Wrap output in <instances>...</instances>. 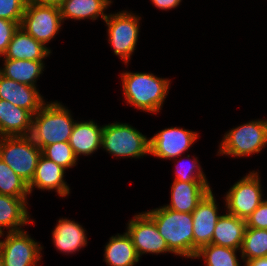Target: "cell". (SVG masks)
Segmentation results:
<instances>
[{
    "instance_id": "cell-15",
    "label": "cell",
    "mask_w": 267,
    "mask_h": 266,
    "mask_svg": "<svg viewBox=\"0 0 267 266\" xmlns=\"http://www.w3.org/2000/svg\"><path fill=\"white\" fill-rule=\"evenodd\" d=\"M208 181L181 182L174 180L171 184V200L165 204L176 212L192 213L203 197L212 189Z\"/></svg>"
},
{
    "instance_id": "cell-36",
    "label": "cell",
    "mask_w": 267,
    "mask_h": 266,
    "mask_svg": "<svg viewBox=\"0 0 267 266\" xmlns=\"http://www.w3.org/2000/svg\"><path fill=\"white\" fill-rule=\"evenodd\" d=\"M244 266H267V257L256 258L249 261H243Z\"/></svg>"
},
{
    "instance_id": "cell-33",
    "label": "cell",
    "mask_w": 267,
    "mask_h": 266,
    "mask_svg": "<svg viewBox=\"0 0 267 266\" xmlns=\"http://www.w3.org/2000/svg\"><path fill=\"white\" fill-rule=\"evenodd\" d=\"M246 225L250 228L267 230V198L246 219Z\"/></svg>"
},
{
    "instance_id": "cell-7",
    "label": "cell",
    "mask_w": 267,
    "mask_h": 266,
    "mask_svg": "<svg viewBox=\"0 0 267 266\" xmlns=\"http://www.w3.org/2000/svg\"><path fill=\"white\" fill-rule=\"evenodd\" d=\"M41 155L42 150L29 136L0 137V158L28 185Z\"/></svg>"
},
{
    "instance_id": "cell-3",
    "label": "cell",
    "mask_w": 267,
    "mask_h": 266,
    "mask_svg": "<svg viewBox=\"0 0 267 266\" xmlns=\"http://www.w3.org/2000/svg\"><path fill=\"white\" fill-rule=\"evenodd\" d=\"M144 212L155 222L173 254L193 259L192 213L176 212L164 205Z\"/></svg>"
},
{
    "instance_id": "cell-13",
    "label": "cell",
    "mask_w": 267,
    "mask_h": 266,
    "mask_svg": "<svg viewBox=\"0 0 267 266\" xmlns=\"http://www.w3.org/2000/svg\"><path fill=\"white\" fill-rule=\"evenodd\" d=\"M216 202V197L211 189L192 212L193 260L202 246L211 244L217 220L221 216L218 203Z\"/></svg>"
},
{
    "instance_id": "cell-16",
    "label": "cell",
    "mask_w": 267,
    "mask_h": 266,
    "mask_svg": "<svg viewBox=\"0 0 267 266\" xmlns=\"http://www.w3.org/2000/svg\"><path fill=\"white\" fill-rule=\"evenodd\" d=\"M0 99L28 110L32 115L38 112L45 103L37 87L21 84L0 74Z\"/></svg>"
},
{
    "instance_id": "cell-31",
    "label": "cell",
    "mask_w": 267,
    "mask_h": 266,
    "mask_svg": "<svg viewBox=\"0 0 267 266\" xmlns=\"http://www.w3.org/2000/svg\"><path fill=\"white\" fill-rule=\"evenodd\" d=\"M27 0H0V18L21 24Z\"/></svg>"
},
{
    "instance_id": "cell-34",
    "label": "cell",
    "mask_w": 267,
    "mask_h": 266,
    "mask_svg": "<svg viewBox=\"0 0 267 266\" xmlns=\"http://www.w3.org/2000/svg\"><path fill=\"white\" fill-rule=\"evenodd\" d=\"M153 4L159 10H172L179 6L182 0H151Z\"/></svg>"
},
{
    "instance_id": "cell-24",
    "label": "cell",
    "mask_w": 267,
    "mask_h": 266,
    "mask_svg": "<svg viewBox=\"0 0 267 266\" xmlns=\"http://www.w3.org/2000/svg\"><path fill=\"white\" fill-rule=\"evenodd\" d=\"M104 247L103 261L108 266H135L140 261L127 232L111 236Z\"/></svg>"
},
{
    "instance_id": "cell-18",
    "label": "cell",
    "mask_w": 267,
    "mask_h": 266,
    "mask_svg": "<svg viewBox=\"0 0 267 266\" xmlns=\"http://www.w3.org/2000/svg\"><path fill=\"white\" fill-rule=\"evenodd\" d=\"M27 201L25 198L0 194V234L23 230L22 227L35 222L30 219Z\"/></svg>"
},
{
    "instance_id": "cell-23",
    "label": "cell",
    "mask_w": 267,
    "mask_h": 266,
    "mask_svg": "<svg viewBox=\"0 0 267 266\" xmlns=\"http://www.w3.org/2000/svg\"><path fill=\"white\" fill-rule=\"evenodd\" d=\"M112 0H64L60 6L61 18L65 20H98L107 18L105 12L111 7Z\"/></svg>"
},
{
    "instance_id": "cell-14",
    "label": "cell",
    "mask_w": 267,
    "mask_h": 266,
    "mask_svg": "<svg viewBox=\"0 0 267 266\" xmlns=\"http://www.w3.org/2000/svg\"><path fill=\"white\" fill-rule=\"evenodd\" d=\"M66 170L44 157L40 156L35 175L28 185L30 195L34 189H39L42 191H55L60 197H67L70 193L69 184L65 181Z\"/></svg>"
},
{
    "instance_id": "cell-12",
    "label": "cell",
    "mask_w": 267,
    "mask_h": 266,
    "mask_svg": "<svg viewBox=\"0 0 267 266\" xmlns=\"http://www.w3.org/2000/svg\"><path fill=\"white\" fill-rule=\"evenodd\" d=\"M199 134L182 127L164 128L150 138V154L159 159H180L197 141Z\"/></svg>"
},
{
    "instance_id": "cell-17",
    "label": "cell",
    "mask_w": 267,
    "mask_h": 266,
    "mask_svg": "<svg viewBox=\"0 0 267 266\" xmlns=\"http://www.w3.org/2000/svg\"><path fill=\"white\" fill-rule=\"evenodd\" d=\"M51 233L54 247L65 255L75 254L88 245L86 229L68 218H59Z\"/></svg>"
},
{
    "instance_id": "cell-19",
    "label": "cell",
    "mask_w": 267,
    "mask_h": 266,
    "mask_svg": "<svg viewBox=\"0 0 267 266\" xmlns=\"http://www.w3.org/2000/svg\"><path fill=\"white\" fill-rule=\"evenodd\" d=\"M51 51L50 47H46L19 27L13 35L7 51L0 58L44 61L50 57Z\"/></svg>"
},
{
    "instance_id": "cell-8",
    "label": "cell",
    "mask_w": 267,
    "mask_h": 266,
    "mask_svg": "<svg viewBox=\"0 0 267 266\" xmlns=\"http://www.w3.org/2000/svg\"><path fill=\"white\" fill-rule=\"evenodd\" d=\"M259 174L252 170L229 188L224 196L226 212L246 220L265 200Z\"/></svg>"
},
{
    "instance_id": "cell-37",
    "label": "cell",
    "mask_w": 267,
    "mask_h": 266,
    "mask_svg": "<svg viewBox=\"0 0 267 266\" xmlns=\"http://www.w3.org/2000/svg\"><path fill=\"white\" fill-rule=\"evenodd\" d=\"M0 266H4L3 255L0 249Z\"/></svg>"
},
{
    "instance_id": "cell-27",
    "label": "cell",
    "mask_w": 267,
    "mask_h": 266,
    "mask_svg": "<svg viewBox=\"0 0 267 266\" xmlns=\"http://www.w3.org/2000/svg\"><path fill=\"white\" fill-rule=\"evenodd\" d=\"M243 261L267 257V230L246 227L240 249Z\"/></svg>"
},
{
    "instance_id": "cell-4",
    "label": "cell",
    "mask_w": 267,
    "mask_h": 266,
    "mask_svg": "<svg viewBox=\"0 0 267 266\" xmlns=\"http://www.w3.org/2000/svg\"><path fill=\"white\" fill-rule=\"evenodd\" d=\"M267 147V119H255L231 128L224 134L217 155L244 158Z\"/></svg>"
},
{
    "instance_id": "cell-6",
    "label": "cell",
    "mask_w": 267,
    "mask_h": 266,
    "mask_svg": "<svg viewBox=\"0 0 267 266\" xmlns=\"http://www.w3.org/2000/svg\"><path fill=\"white\" fill-rule=\"evenodd\" d=\"M141 16L128 10L108 13L104 23L107 26V40L113 52L127 64L136 50L140 32Z\"/></svg>"
},
{
    "instance_id": "cell-2",
    "label": "cell",
    "mask_w": 267,
    "mask_h": 266,
    "mask_svg": "<svg viewBox=\"0 0 267 266\" xmlns=\"http://www.w3.org/2000/svg\"><path fill=\"white\" fill-rule=\"evenodd\" d=\"M75 122L62 102H45L33 115L29 137L43 150L48 145L69 141Z\"/></svg>"
},
{
    "instance_id": "cell-5",
    "label": "cell",
    "mask_w": 267,
    "mask_h": 266,
    "mask_svg": "<svg viewBox=\"0 0 267 266\" xmlns=\"http://www.w3.org/2000/svg\"><path fill=\"white\" fill-rule=\"evenodd\" d=\"M150 138L128 123L103 125L101 148L116 158H143L150 154Z\"/></svg>"
},
{
    "instance_id": "cell-21",
    "label": "cell",
    "mask_w": 267,
    "mask_h": 266,
    "mask_svg": "<svg viewBox=\"0 0 267 266\" xmlns=\"http://www.w3.org/2000/svg\"><path fill=\"white\" fill-rule=\"evenodd\" d=\"M33 115L0 99V137L29 136Z\"/></svg>"
},
{
    "instance_id": "cell-26",
    "label": "cell",
    "mask_w": 267,
    "mask_h": 266,
    "mask_svg": "<svg viewBox=\"0 0 267 266\" xmlns=\"http://www.w3.org/2000/svg\"><path fill=\"white\" fill-rule=\"evenodd\" d=\"M237 251L240 253L238 249L207 244L198 250L194 259L201 258L205 266H241L239 261L243 258H238Z\"/></svg>"
},
{
    "instance_id": "cell-35",
    "label": "cell",
    "mask_w": 267,
    "mask_h": 266,
    "mask_svg": "<svg viewBox=\"0 0 267 266\" xmlns=\"http://www.w3.org/2000/svg\"><path fill=\"white\" fill-rule=\"evenodd\" d=\"M64 0H27V2L60 7Z\"/></svg>"
},
{
    "instance_id": "cell-25",
    "label": "cell",
    "mask_w": 267,
    "mask_h": 266,
    "mask_svg": "<svg viewBox=\"0 0 267 266\" xmlns=\"http://www.w3.org/2000/svg\"><path fill=\"white\" fill-rule=\"evenodd\" d=\"M0 74L21 84L37 87L36 83L45 69L44 61L2 59Z\"/></svg>"
},
{
    "instance_id": "cell-22",
    "label": "cell",
    "mask_w": 267,
    "mask_h": 266,
    "mask_svg": "<svg viewBox=\"0 0 267 266\" xmlns=\"http://www.w3.org/2000/svg\"><path fill=\"white\" fill-rule=\"evenodd\" d=\"M246 227L245 219L225 212L217 220L211 244L240 250Z\"/></svg>"
},
{
    "instance_id": "cell-30",
    "label": "cell",
    "mask_w": 267,
    "mask_h": 266,
    "mask_svg": "<svg viewBox=\"0 0 267 266\" xmlns=\"http://www.w3.org/2000/svg\"><path fill=\"white\" fill-rule=\"evenodd\" d=\"M185 158H187V163L183 161ZM185 158L177 161L178 163L176 164L174 172L175 178L173 180L181 182L208 181L205 173L203 172V168H201L202 166L198 161V157L191 158L190 155L187 154Z\"/></svg>"
},
{
    "instance_id": "cell-28",
    "label": "cell",
    "mask_w": 267,
    "mask_h": 266,
    "mask_svg": "<svg viewBox=\"0 0 267 266\" xmlns=\"http://www.w3.org/2000/svg\"><path fill=\"white\" fill-rule=\"evenodd\" d=\"M0 194L28 199V184L0 158Z\"/></svg>"
},
{
    "instance_id": "cell-11",
    "label": "cell",
    "mask_w": 267,
    "mask_h": 266,
    "mask_svg": "<svg viewBox=\"0 0 267 266\" xmlns=\"http://www.w3.org/2000/svg\"><path fill=\"white\" fill-rule=\"evenodd\" d=\"M126 226L125 231L130 236L139 258L143 254H173L159 234L155 222L145 212L135 214Z\"/></svg>"
},
{
    "instance_id": "cell-20",
    "label": "cell",
    "mask_w": 267,
    "mask_h": 266,
    "mask_svg": "<svg viewBox=\"0 0 267 266\" xmlns=\"http://www.w3.org/2000/svg\"><path fill=\"white\" fill-rule=\"evenodd\" d=\"M103 125L95 121H76L70 135L69 144L77 158L90 156L101 149Z\"/></svg>"
},
{
    "instance_id": "cell-32",
    "label": "cell",
    "mask_w": 267,
    "mask_h": 266,
    "mask_svg": "<svg viewBox=\"0 0 267 266\" xmlns=\"http://www.w3.org/2000/svg\"><path fill=\"white\" fill-rule=\"evenodd\" d=\"M20 25L16 22L0 18V57L7 51L8 45Z\"/></svg>"
},
{
    "instance_id": "cell-29",
    "label": "cell",
    "mask_w": 267,
    "mask_h": 266,
    "mask_svg": "<svg viewBox=\"0 0 267 266\" xmlns=\"http://www.w3.org/2000/svg\"><path fill=\"white\" fill-rule=\"evenodd\" d=\"M42 155L47 159L54 161L65 170L77 165L78 158L75 156L69 141L58 142L46 146L42 150Z\"/></svg>"
},
{
    "instance_id": "cell-10",
    "label": "cell",
    "mask_w": 267,
    "mask_h": 266,
    "mask_svg": "<svg viewBox=\"0 0 267 266\" xmlns=\"http://www.w3.org/2000/svg\"><path fill=\"white\" fill-rule=\"evenodd\" d=\"M6 234V235H5ZM5 235V236H4ZM0 249L4 266H39L43 246L30 237L27 231L20 230L0 234Z\"/></svg>"
},
{
    "instance_id": "cell-1",
    "label": "cell",
    "mask_w": 267,
    "mask_h": 266,
    "mask_svg": "<svg viewBox=\"0 0 267 266\" xmlns=\"http://www.w3.org/2000/svg\"><path fill=\"white\" fill-rule=\"evenodd\" d=\"M125 102L147 113H159L166 96L169 94L171 81L149 72H122L120 74Z\"/></svg>"
},
{
    "instance_id": "cell-9",
    "label": "cell",
    "mask_w": 267,
    "mask_h": 266,
    "mask_svg": "<svg viewBox=\"0 0 267 266\" xmlns=\"http://www.w3.org/2000/svg\"><path fill=\"white\" fill-rule=\"evenodd\" d=\"M62 23L60 7L26 2L20 27L47 47L61 31Z\"/></svg>"
}]
</instances>
